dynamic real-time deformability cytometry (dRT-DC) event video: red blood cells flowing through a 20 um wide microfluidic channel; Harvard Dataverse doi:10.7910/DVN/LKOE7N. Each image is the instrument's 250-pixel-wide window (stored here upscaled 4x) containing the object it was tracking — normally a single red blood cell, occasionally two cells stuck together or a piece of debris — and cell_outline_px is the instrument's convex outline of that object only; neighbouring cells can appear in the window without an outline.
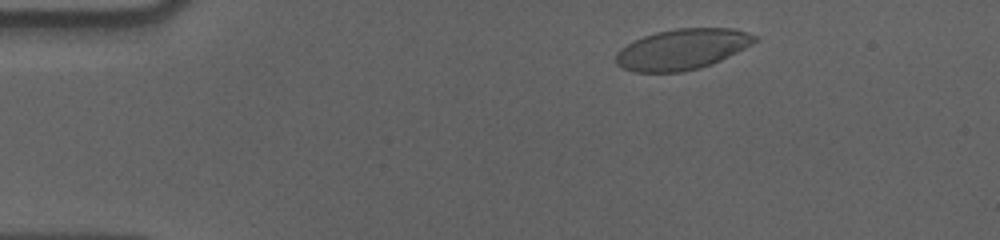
{"species": "human", "species_latin": "Homo sapiens", "temperature_condition": "cold", "stored_images_in_passage": 53, "camera_frame_rate_fps": 3000, "um_per_image_px": 0.085, "donor": {"sex": "male"}, "frame": {"image": 1, "passage_image": 5, "time_ms": 1.333, "image_size_px": [1000, 240], "cell_outline_px": [[756, 40], [752, 44], [712, 64], [700, 68], [684, 72], [632, 72], [616, 64], [616, 52], [620, 48], [644, 36], [656, 32], [676, 28], [736, 28], [748, 32], [756, 36]], "centroid_in_image_um": [57.98, 4.19], "position_along_channel_um": 27.0, "area_um2": 32.83}}
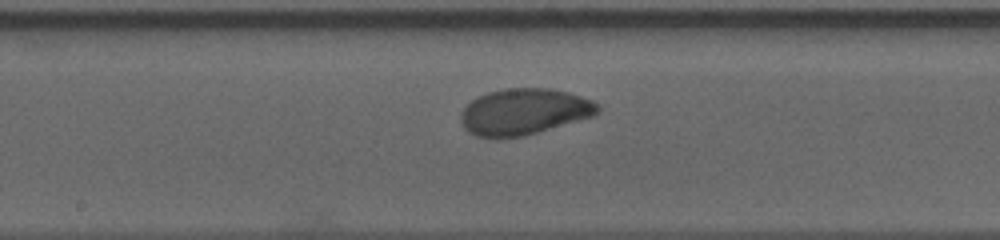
{"frame": {"image": 2, "passage_image": 26, "time_ms": 8.333, "image_size_px": [1000, 240], "cell_outline_px": [[600, 112], [592, 116], [524, 136], [496, 140], [476, 136], [468, 132], [464, 128], [460, 120], [460, 112], [476, 96], [488, 92], [504, 88], [552, 88], [568, 92], [592, 100], [600, 108]], "centroid_in_image_um": [44.49, 9.51], "position_along_channel_um": 203.7, "area_um2": 37.28}}
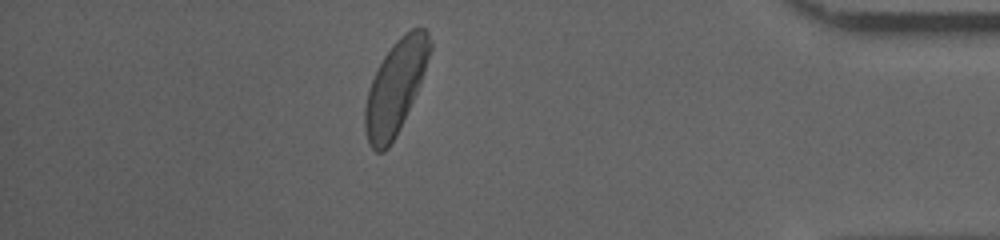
{"frame": {"image": 3, "passage_image": 46, "time_ms": 15.0, "image_size_px": [1000, 240], "cell_outline_px": [[432, 48], [420, 84], [396, 136], [388, 148], [384, 152], [376, 152], [368, 144], [364, 128], [364, 108], [368, 92], [372, 80], [384, 56], [396, 40], [404, 32], [412, 28], [424, 28], [428, 32], [432, 44]], "centroid_in_image_um": [33.61, 7.42], "position_along_channel_um": 401.6, "area_um2": 34.97}, "authors_computed_cell_mechanics": {"area_um2": 35.2002, "velocity_mm_per_s": 3.5448, "shape_relaxation_time_tau1_ms": 4.5707, "shape_relaxation_time_tau2_ms": null, "deformation_change_tau1": 0.1774, "deformation_change_tau2": null}}